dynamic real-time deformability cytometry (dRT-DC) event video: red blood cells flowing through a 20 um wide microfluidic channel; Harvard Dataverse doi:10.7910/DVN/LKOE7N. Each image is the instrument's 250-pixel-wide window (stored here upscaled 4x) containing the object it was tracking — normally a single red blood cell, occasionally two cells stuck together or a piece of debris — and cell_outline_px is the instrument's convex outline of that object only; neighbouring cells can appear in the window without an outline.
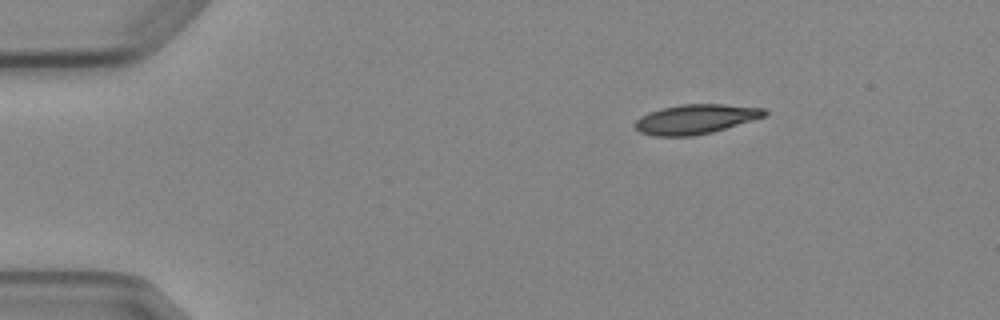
{"species": "Egyptian fruit bat (a non-hibernating species)", "species_latin": "Rousettus aegyptiacus", "temperature_condition": "cold", "stored_images_in_passage": 3, "camera_frame_rate_fps": 3000, "um_per_image_px": 0.085, "animal": {"sex": "female"}, "frame": {"image": 1, "passage_image": 1, "time_ms": 0.0, "image_size_px": [1000, 320], "cell_outline_px": [[768, 112], [764, 116], [752, 120], [712, 132], [692, 136], [652, 136], [640, 132], [636, 128], [636, 120], [640, 116], [648, 112], [660, 108], [680, 104], [724, 104], [764, 108]], "centroid_in_image_um": [59.09, 10.12], "position_along_channel_um": 25.9, "area_um2": 22.25}}